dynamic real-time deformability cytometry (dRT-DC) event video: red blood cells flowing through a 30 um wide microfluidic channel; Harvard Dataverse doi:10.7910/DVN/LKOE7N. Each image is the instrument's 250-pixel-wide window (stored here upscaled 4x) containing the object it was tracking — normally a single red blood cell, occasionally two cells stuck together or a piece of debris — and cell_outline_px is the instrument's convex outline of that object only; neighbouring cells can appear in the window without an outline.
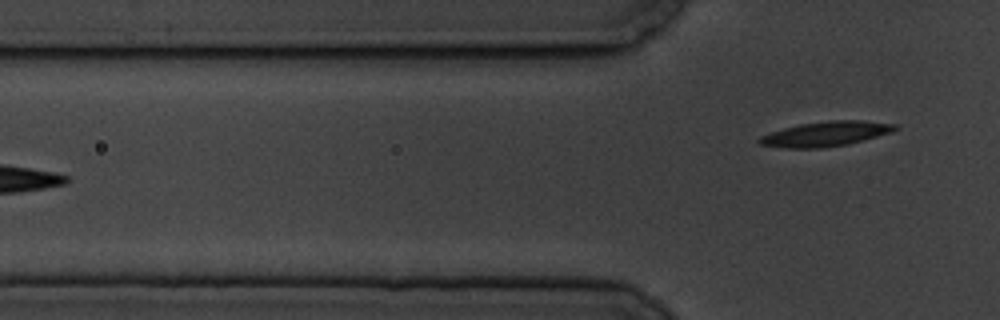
{"species": "common noctule bat (a hibernating species)", "species_latin": "Nyctalus noctula", "temperature_condition": "cold", "stored_images_in_passage": 6, "segment_of_instrument_passage": [2, 2], "camera_frame_rate_fps": 3000, "um_per_image_px": 0.085, "animal": {"sex": "male", "body_mass_g": 19.5, "forearm_length_mm": 54.6}, "frame": {"image": 1, "passage_image": 6, "time_ms": 5.667, "image_size_px": [1000, 320], "cell_outline_px": [[900, 128], [892, 132], [848, 144], [820, 148], [784, 148], [760, 144], [756, 140], [760, 136], [784, 128], [800, 124], [828, 120], [864, 120], [900, 124]], "centroid_in_image_um": [70.24, 11.37], "position_along_channel_um": 55.6, "area_um2": 19.77}}